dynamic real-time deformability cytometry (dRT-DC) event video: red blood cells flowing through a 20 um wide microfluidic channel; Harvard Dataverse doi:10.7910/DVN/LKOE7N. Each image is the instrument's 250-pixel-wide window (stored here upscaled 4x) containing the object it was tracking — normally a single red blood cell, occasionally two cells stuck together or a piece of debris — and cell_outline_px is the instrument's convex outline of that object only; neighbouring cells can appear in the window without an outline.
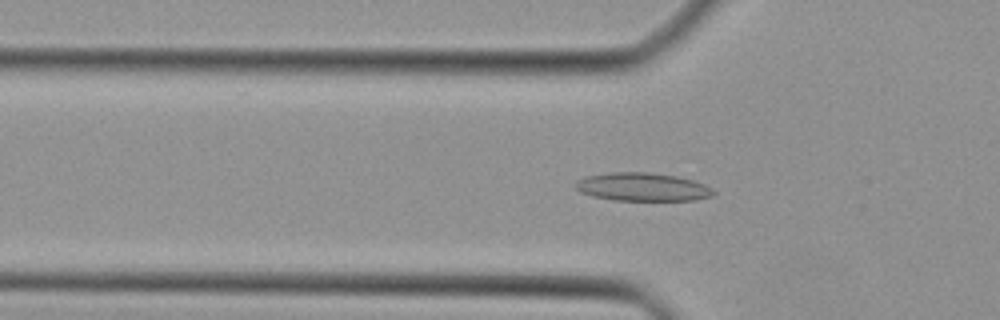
{"species": "Egyptian fruit bat (a non-hibernating species)", "species_latin": "Rousettus aegyptiacus", "temperature_condition": "cold", "stored_images_in_passage": 28, "camera_frame_rate_fps": 3000, "um_per_image_px": 0.085, "animal": {"sex": "female"}, "frame": {"image": 1, "passage_image": 3, "time_ms": 0.667, "image_size_px": [1000, 320], "cell_outline_px": [[716, 192], [712, 196], [696, 200], [612, 200], [592, 196], [580, 192], [572, 184], [576, 180], [588, 176], [612, 172], [648, 172], [676, 176], [692, 180], [704, 184], [712, 188]], "centroid_in_image_um": [54.59, 15.89], "position_along_channel_um": 71.2, "area_um2": 22.77}}
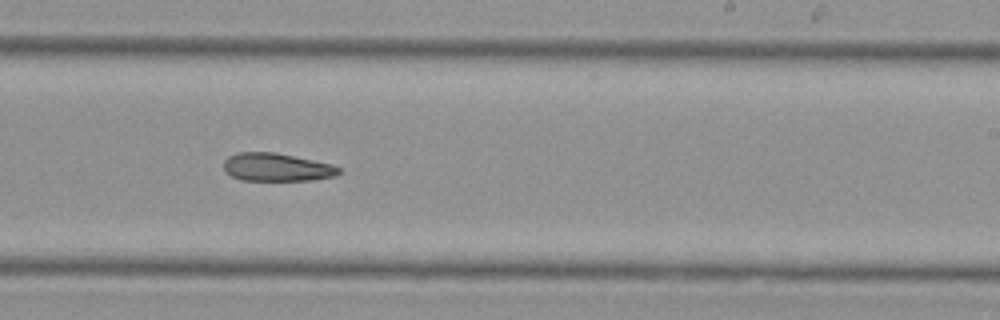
{"frame": {"image": 2, "passage_image": 16, "time_ms": 5.0, "image_size_px": [1000, 320], "cell_outline_px": [[340, 172], [336, 176], [312, 180], [240, 180], [232, 176], [224, 168], [224, 160], [228, 156], [240, 152], [276, 152], [332, 164], [340, 168]], "centroid_in_image_um": [23.53, 14.21], "position_along_channel_um": 265.5, "area_um2": 18.79}}
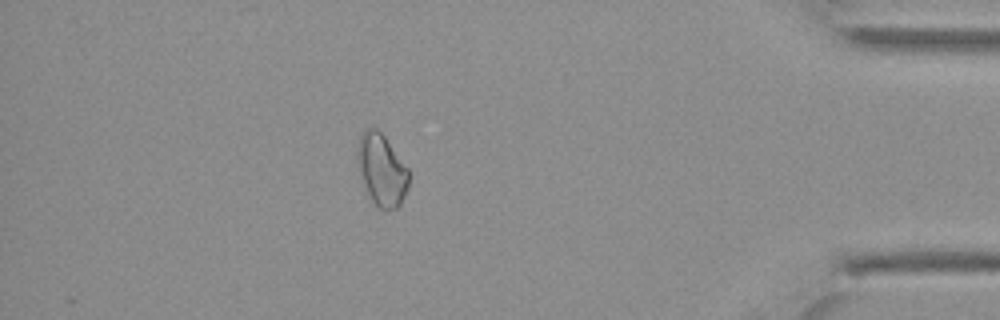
{"frame": {"image": 3, "passage_image": 28, "time_ms": 9.0, "image_size_px": [1000, 320], "cell_outline_px": [[408, 188], [400, 204], [396, 208], [380, 208], [372, 204], [368, 200], [360, 176], [356, 160], [356, 148], [360, 136], [364, 128], [376, 128], [384, 136], [408, 168]], "centroid_in_image_um": [32.39, 14.45], "position_along_channel_um": 402.8, "area_um2": 21.79}}